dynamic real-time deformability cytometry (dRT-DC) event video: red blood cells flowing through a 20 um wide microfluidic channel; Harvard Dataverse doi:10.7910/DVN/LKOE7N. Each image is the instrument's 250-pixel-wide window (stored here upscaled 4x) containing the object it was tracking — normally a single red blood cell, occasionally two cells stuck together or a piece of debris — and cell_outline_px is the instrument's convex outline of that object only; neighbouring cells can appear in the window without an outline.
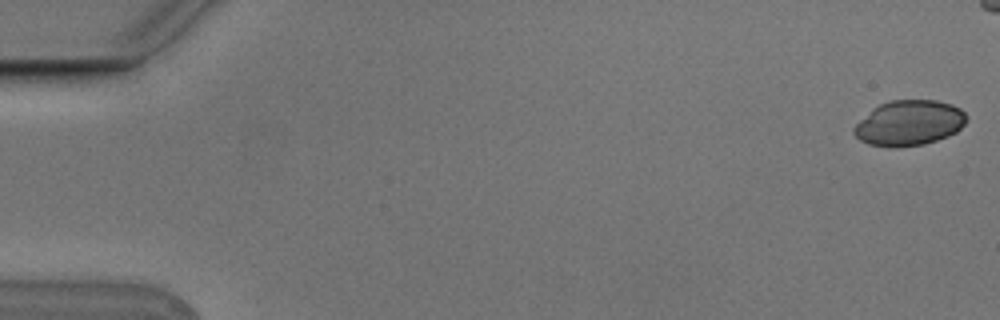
{"species": "Egyptian fruit bat (a non-hibernating species)", "species_latin": "Rousettus aegyptiacus", "temperature_condition": "cold", "stored_images_in_passage": 10, "camera_frame_rate_fps": 3000, "um_per_image_px": 0.085, "animal": {"sex": "male"}, "frame": {"image": 1, "passage_image": 1, "time_ms": 0.0, "image_size_px": [1000, 320], "cell_outline_px": [[968, 120], [956, 132], [948, 136], [924, 144], [896, 148], [868, 144], [860, 140], [852, 132], [852, 128], [872, 108], [888, 100], [936, 100], [952, 104], [960, 108], [968, 116]], "centroid_in_image_um": [77.28, 10.45], "position_along_channel_um": 7.7, "area_um2": 29.94}}
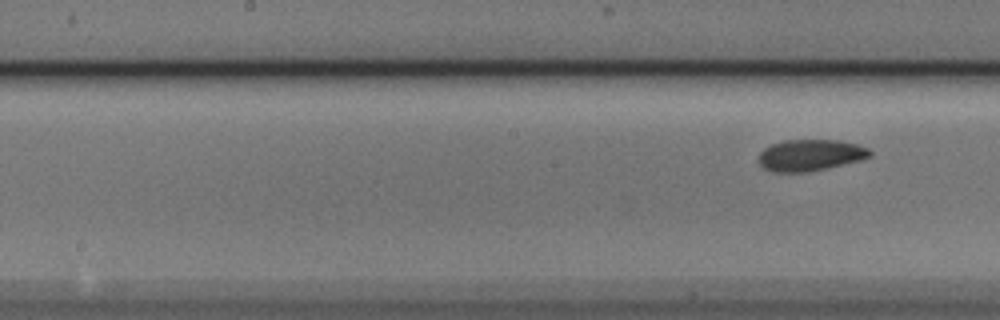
{"frame": {"image": 2, "passage_image": 10, "time_ms": 3.0, "image_size_px": [1000, 320], "cell_outline_px": [[872, 156], [864, 160], [808, 172], [776, 172], [764, 168], [760, 164], [760, 152], [764, 148], [772, 144], [784, 140], [836, 140], [856, 144], [868, 148], [872, 152]], "centroid_in_image_um": [68.92, 13.19], "position_along_channel_um": 179.3, "area_um2": 20.4}}